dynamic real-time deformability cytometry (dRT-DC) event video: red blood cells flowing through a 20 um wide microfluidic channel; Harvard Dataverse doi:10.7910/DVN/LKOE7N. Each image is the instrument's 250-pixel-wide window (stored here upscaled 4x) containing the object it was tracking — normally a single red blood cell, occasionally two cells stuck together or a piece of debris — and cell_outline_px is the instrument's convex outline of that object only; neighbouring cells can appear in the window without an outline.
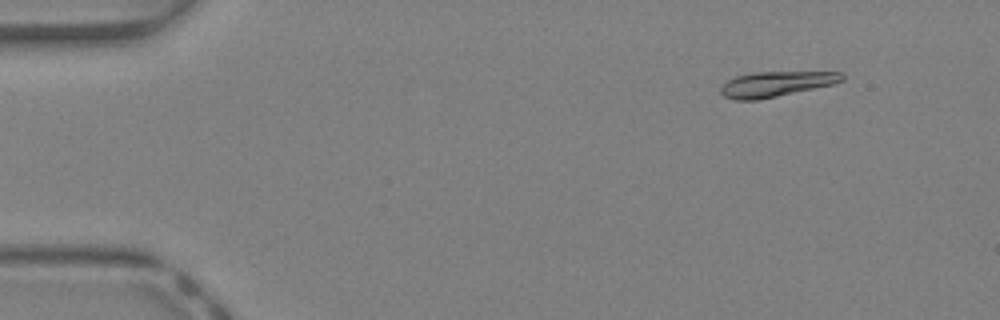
{"species": "Egyptian fruit bat (a non-hibernating species)", "species_latin": "Rousettus aegyptiacus", "temperature_condition": "warm", "stored_images_in_passage": 40, "camera_frame_rate_fps": 3000, "um_per_image_px": 0.085, "animal": {"sex": "female"}, "frame": {"image": 1, "passage_image": 3, "time_ms": 0.667, "image_size_px": [1000, 320], "cell_outline_px": [[844, 80], [832, 84], [760, 100], [736, 100], [724, 96], [720, 92], [720, 88], [728, 80], [736, 76], [752, 72], [840, 72], [844, 76]], "centroid_in_image_um": [65.93, 7.14], "position_along_channel_um": 19.1, "area_um2": 17.69}}
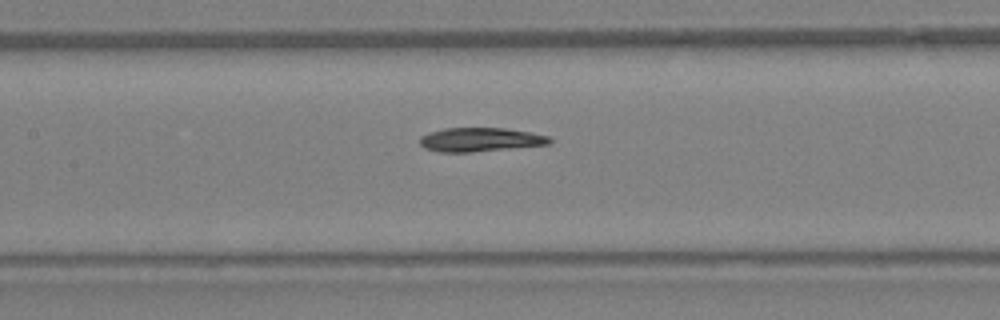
{"frame": {"image": 2, "passage_image": 18, "time_ms": 5.667, "image_size_px": [1000, 320], "cell_outline_px": [[552, 144], [472, 152], [440, 152], [424, 148], [420, 144], [420, 136], [428, 132], [444, 128], [504, 128], [528, 132], [548, 136], [552, 140]], "centroid_in_image_um": [40.8, 11.87], "position_along_channel_um": 166.6, "area_um2": 18.09}}
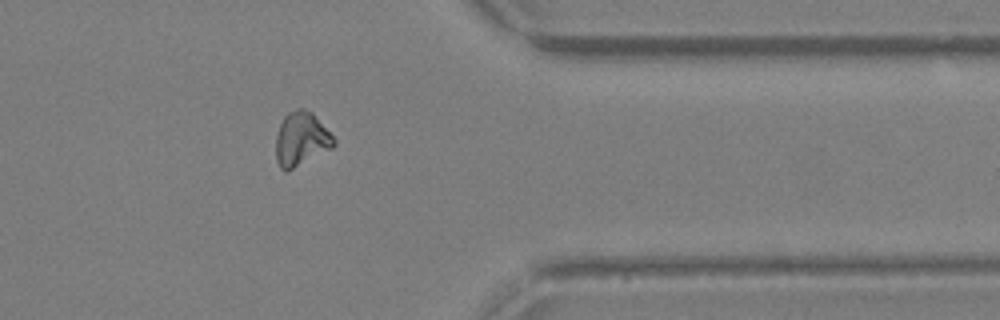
{"frame": {"image": 3, "passage_image": 32, "time_ms": 10.333, "image_size_px": [1000, 320], "cell_outline_px": [[336, 144], [332, 148], [288, 172], [284, 172], [280, 168], [276, 160], [276, 136], [280, 124], [284, 116], [288, 112], [296, 108], [304, 108], [312, 112], [336, 140]], "centroid_in_image_um": [25.59, 11.84], "position_along_channel_um": 385.8, "area_um2": 18.38}}